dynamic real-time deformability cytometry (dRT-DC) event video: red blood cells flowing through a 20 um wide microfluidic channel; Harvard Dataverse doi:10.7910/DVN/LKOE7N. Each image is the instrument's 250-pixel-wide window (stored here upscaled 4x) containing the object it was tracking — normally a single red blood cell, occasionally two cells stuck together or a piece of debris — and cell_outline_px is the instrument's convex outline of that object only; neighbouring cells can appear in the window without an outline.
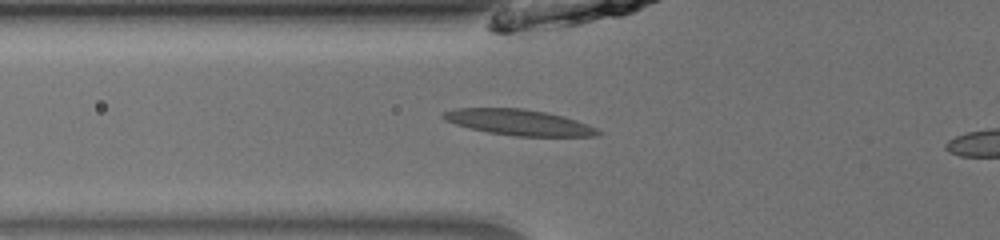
{"species": "common noctule bat (a hibernating species)", "species_latin": "Nyctalus noctula", "temperature_condition": "room temperature", "stored_images_in_passage": 18, "camera_frame_rate_fps": 3000, "um_per_image_px": 0.085, "animal": {"sex": "male", "body_mass_g": 13.0, "forearm_length_mm": 53.1}, "frame": {"image": 1, "passage_image": 16, "time_ms": 5.0, "image_size_px": [1000, 240], "cell_outline_px": [[604, 132], [600, 136], [516, 136], [488, 132], [468, 128], [444, 120], [440, 116], [444, 112], [456, 108], [524, 108], [564, 116], [576, 120], [596, 128]], "centroid_in_image_um": [44.11, 10.4], "position_along_channel_um": 81.7, "area_um2": 23.29}}